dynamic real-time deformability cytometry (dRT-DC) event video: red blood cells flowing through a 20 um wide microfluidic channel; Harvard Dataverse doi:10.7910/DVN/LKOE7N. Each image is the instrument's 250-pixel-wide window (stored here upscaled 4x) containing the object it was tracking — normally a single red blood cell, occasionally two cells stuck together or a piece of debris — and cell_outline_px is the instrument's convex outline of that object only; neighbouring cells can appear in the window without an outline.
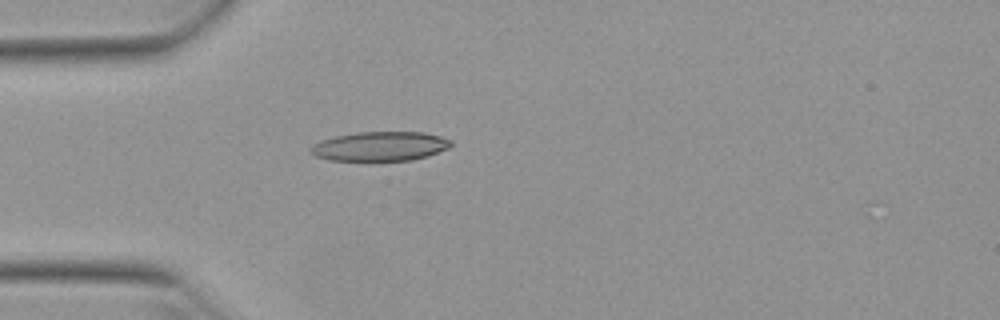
{"species": "Egyptian fruit bat (a non-hibernating species)", "species_latin": "Rousettus aegyptiacus", "temperature_condition": "warm", "stored_images_in_passage": 37, "camera_frame_rate_fps": 3000, "um_per_image_px": 0.085, "animal": {"sex": "female"}, "frame": {"image": 1, "passage_image": 1, "time_ms": 0.0, "image_size_px": [1000, 320], "cell_outline_px": [[452, 144], [448, 148], [428, 156], [412, 160], [372, 164], [328, 160], [316, 156], [312, 152], [312, 144], [320, 140], [336, 136], [356, 132], [424, 132], [440, 136], [452, 140]], "centroid_in_image_um": [32.29, 12.49], "position_along_channel_um": 52.7, "area_um2": 25.09}}
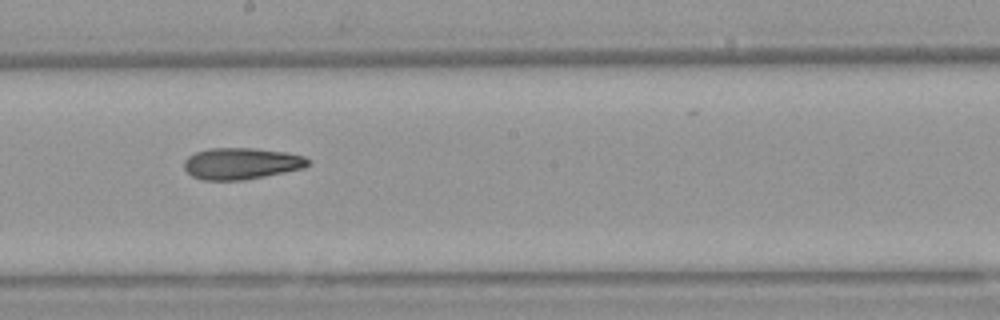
{"frame": {"image": 2, "passage_image": 15, "time_ms": 4.667, "image_size_px": [1000, 320], "cell_outline_px": [[308, 164], [304, 168], [244, 180], [200, 180], [192, 176], [184, 168], [184, 160], [188, 156], [196, 152], [208, 148], [256, 148], [288, 152], [304, 156], [308, 160]], "centroid_in_image_um": [20.49, 13.89], "position_along_channel_um": 227.7, "area_um2": 22.83}}
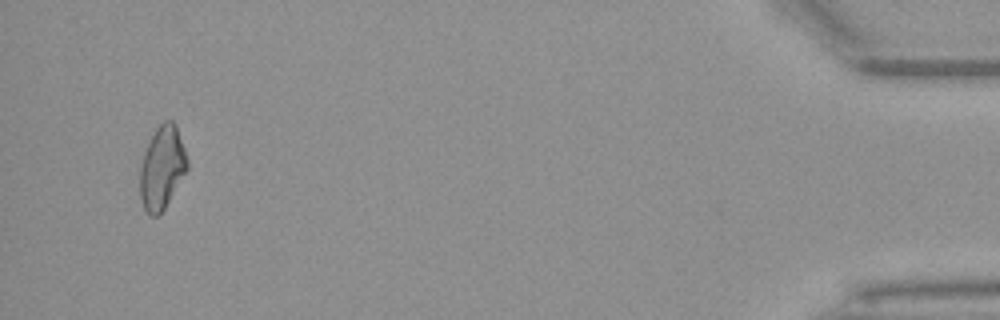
{"frame": {"image": 3, "passage_image": 36, "time_ms": 11.667, "image_size_px": [1000, 320], "cell_outline_px": [[188, 168], [164, 208], [156, 216], [148, 216], [140, 200], [140, 164], [144, 152], [156, 128], [164, 120], [172, 120], [176, 124], [188, 160]], "centroid_in_image_um": [13.76, 14.25], "position_along_channel_um": 421.4, "area_um2": 22.72}}